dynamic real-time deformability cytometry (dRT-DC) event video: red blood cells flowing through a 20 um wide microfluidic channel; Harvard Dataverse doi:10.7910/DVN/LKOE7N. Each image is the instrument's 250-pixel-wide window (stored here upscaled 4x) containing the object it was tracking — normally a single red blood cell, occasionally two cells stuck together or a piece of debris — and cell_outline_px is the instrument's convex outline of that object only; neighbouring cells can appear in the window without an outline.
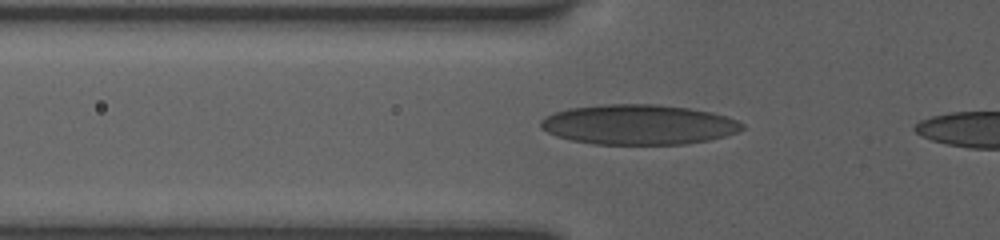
{"species": "human", "species_latin": "Homo sapiens", "temperature_condition": "room temperature", "stored_images_in_passage": 31, "camera_frame_rate_fps": 3000, "um_per_image_px": 0.085, "donor": {"sex": "female"}, "frame": {"image": 1, "passage_image": 3, "time_ms": 0.667, "image_size_px": [1000, 240], "cell_outline_px": [[744, 128], [736, 132], [724, 136], [708, 140], [684, 144], [592, 144], [572, 140], [556, 136], [540, 128], [540, 120], [544, 116], [568, 108], [604, 104], [656, 104], [688, 108], [712, 112], [728, 116], [744, 124]], "centroid_in_image_um": [54.26, 10.58], "position_along_channel_um": 71.5, "area_um2": 47.05}}
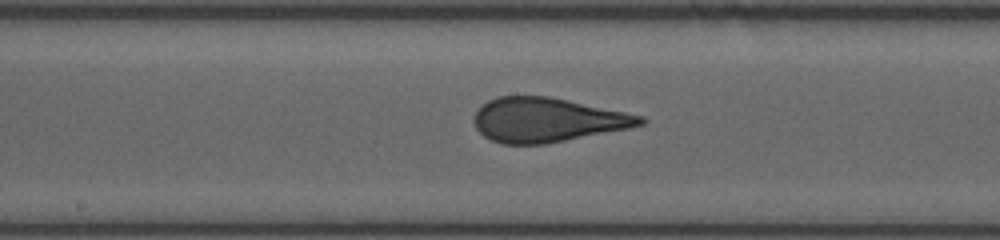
{"frame": {"image": 2, "passage_image": 13, "time_ms": 4.0, "image_size_px": [1000, 240], "cell_outline_px": [[648, 120], [644, 124], [628, 128], [544, 144], [500, 144], [484, 136], [476, 128], [472, 120], [476, 112], [488, 100], [496, 96], [548, 96], [568, 100], [644, 116]], "centroid_in_image_um": [46.49, 10.19], "position_along_channel_um": 201.7, "area_um2": 42.66}}
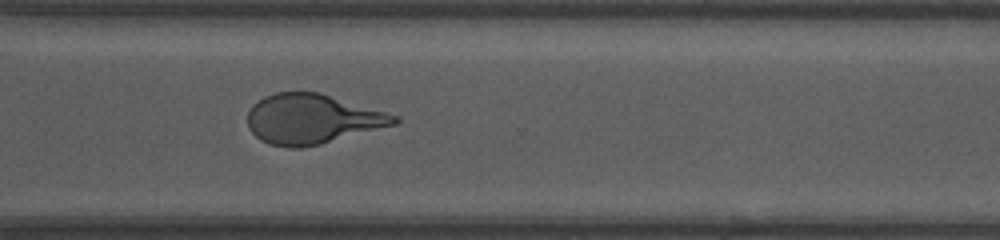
{"frame": {"image": 3, "passage_image": 24, "time_ms": 7.667, "image_size_px": [1000, 240], "cell_outline_px": [[400, 120], [396, 124], [320, 144], [300, 148], [292, 148], [268, 144], [260, 140], [248, 128], [248, 112], [252, 104], [256, 100], [264, 96], [276, 92], [320, 92], [400, 116]], "centroid_in_image_um": [26.51, 10.11], "position_along_channel_um": 344.1, "area_um2": 42.66}}